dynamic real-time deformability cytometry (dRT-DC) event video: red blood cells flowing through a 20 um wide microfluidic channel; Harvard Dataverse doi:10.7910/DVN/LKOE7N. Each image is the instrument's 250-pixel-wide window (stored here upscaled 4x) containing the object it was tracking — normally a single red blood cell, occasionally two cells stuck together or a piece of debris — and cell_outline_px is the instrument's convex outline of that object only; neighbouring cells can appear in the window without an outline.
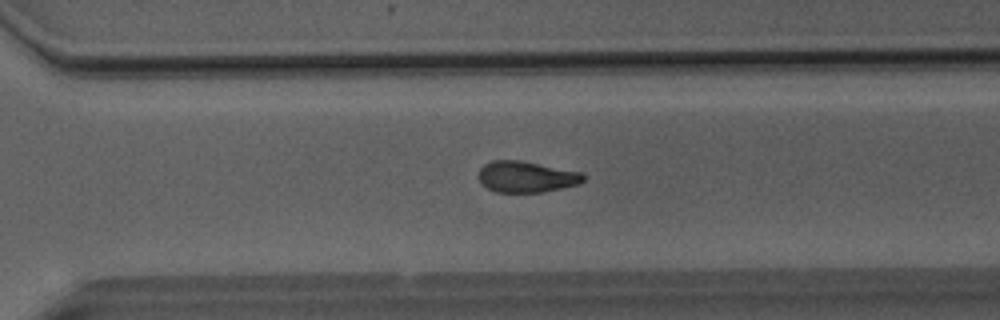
{"species": "Egyptian fruit bat (a non-hibernating species)", "species_latin": "Rousettus aegyptiacus", "temperature_condition": "room temperature", "stored_images_in_passage": 51, "camera_frame_rate_fps": 3000, "um_per_image_px": 0.085, "animal": {"sex": "male"}, "frame": {"image": 1, "passage_image": 36, "time_ms": 11.667, "image_size_px": [1000, 320], "cell_outline_px": [[584, 180], [576, 184], [560, 188], [540, 192], [496, 192], [480, 184], [476, 176], [480, 168], [484, 164], [492, 160], [520, 160], [580, 172], [584, 176]], "centroid_in_image_um": [44.64, 15.02], "position_along_channel_um": 326.0, "area_um2": 18.96}}
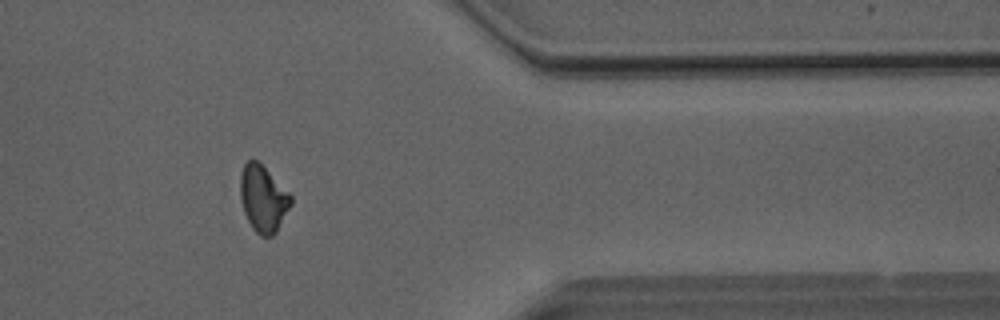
{"frame": {"image": 2, "passage_image": 42, "time_ms": 13.667, "image_size_px": [1000, 320], "cell_outline_px": [[292, 204], [276, 232], [272, 236], [260, 236], [252, 228], [244, 212], [240, 200], [240, 176], [244, 164], [248, 160], [256, 160], [292, 196]], "centroid_in_image_um": [22.35, 16.92], "position_along_channel_um": 389.0, "area_um2": 19.36}}
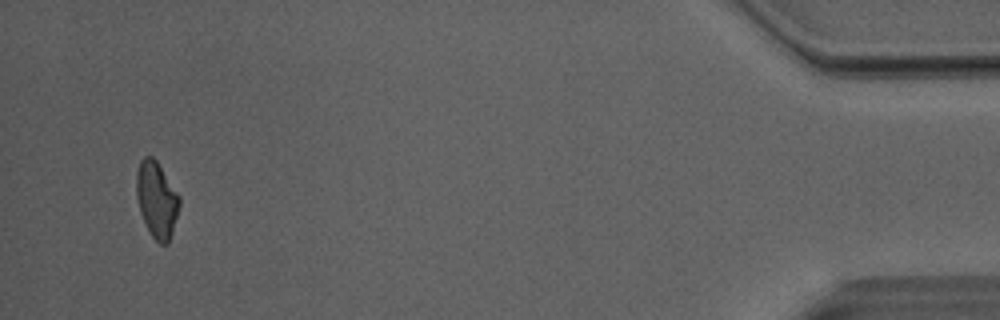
{"frame": {"image": 3, "passage_image": 49, "time_ms": 16.0, "image_size_px": [1000, 320], "cell_outline_px": [[180, 204], [172, 232], [168, 244], [160, 244], [152, 236], [140, 212], [136, 196], [136, 172], [140, 160], [144, 156], [152, 156], [156, 160], [180, 196]], "centroid_in_image_um": [13.31, 16.94], "position_along_channel_um": 421.9, "area_um2": 18.96}, "authors_computed_cell_mechanics": {"area_um2": 19.8254, "velocity_mm_per_s": 4.0612, "shape_relaxation_time_tau1_ms": null, "shape_relaxation_time_tau2_ms": 2.5877, "deformation_change_tau1": null, "deformation_change_tau2": 0.0946}}